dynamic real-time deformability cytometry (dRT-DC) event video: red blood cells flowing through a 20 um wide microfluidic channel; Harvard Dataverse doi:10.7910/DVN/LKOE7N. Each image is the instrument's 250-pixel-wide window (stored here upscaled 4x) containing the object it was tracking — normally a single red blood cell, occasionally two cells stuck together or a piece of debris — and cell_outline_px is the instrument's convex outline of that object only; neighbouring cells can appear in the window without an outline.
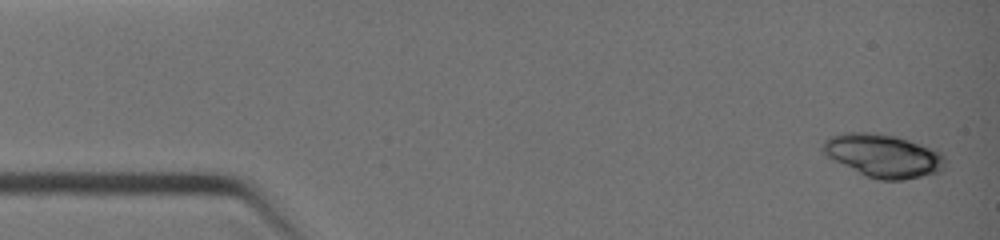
{"species": "common noctule bat (a hibernating species)", "species_latin": "Nyctalus noctula", "temperature_condition": "warm", "stored_images_in_passage": 7, "camera_frame_rate_fps": 3000, "um_per_image_px": 0.085, "animal": {"sex": "female", "body_mass_g": 19.0, "forearm_length_mm": 51.5}, "frame": {"image": 1, "passage_image": 1, "time_ms": 0.0, "image_size_px": [1000, 240], "cell_outline_px": [[944, 168], [940, 172], [904, 180], [880, 180], [868, 176], [828, 156], [820, 148], [824, 140], [840, 132], [876, 132], [896, 136], [932, 148], [940, 152], [944, 156]], "centroid_in_image_um": [75.09, 13.21], "position_along_channel_um": 9.9, "area_um2": 30.46}}